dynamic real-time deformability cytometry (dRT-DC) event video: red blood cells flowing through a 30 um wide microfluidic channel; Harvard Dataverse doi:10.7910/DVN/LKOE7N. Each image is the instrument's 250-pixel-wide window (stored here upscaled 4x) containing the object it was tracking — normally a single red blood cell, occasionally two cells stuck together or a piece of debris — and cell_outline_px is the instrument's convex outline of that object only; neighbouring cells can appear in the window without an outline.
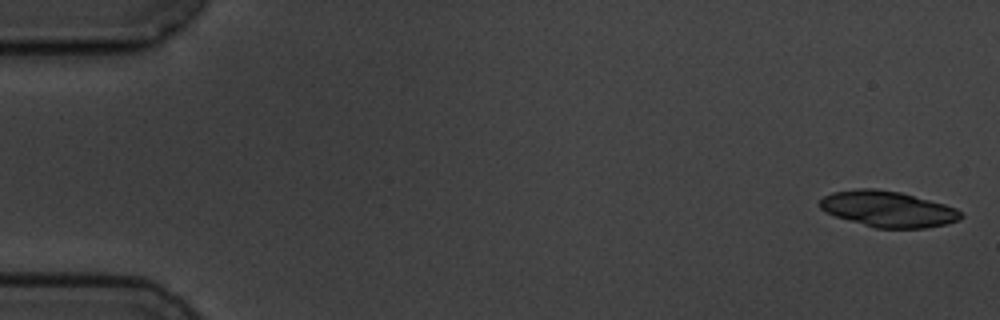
{"species": "common noctule bat (a hibernating species)", "species_latin": "Nyctalus noctula", "temperature_condition": "cold", "stored_images_in_passage": 5, "camera_frame_rate_fps": 3000, "um_per_image_px": 0.085, "animal": {"sex": "male", "body_mass_g": 19.5, "forearm_length_mm": 54.6}, "frame": {"image": 1, "passage_image": 1, "time_ms": 0.0, "image_size_px": [1000, 320], "cell_outline_px": [[964, 216], [960, 220], [948, 224], [928, 228], [876, 228], [836, 216], [824, 212], [820, 208], [820, 200], [824, 196], [832, 192], [856, 188], [876, 188], [900, 192], [944, 204], [956, 208]], "centroid_in_image_um": [75.49, 17.76], "position_along_channel_um": 9.5, "area_um2": 29.59}}